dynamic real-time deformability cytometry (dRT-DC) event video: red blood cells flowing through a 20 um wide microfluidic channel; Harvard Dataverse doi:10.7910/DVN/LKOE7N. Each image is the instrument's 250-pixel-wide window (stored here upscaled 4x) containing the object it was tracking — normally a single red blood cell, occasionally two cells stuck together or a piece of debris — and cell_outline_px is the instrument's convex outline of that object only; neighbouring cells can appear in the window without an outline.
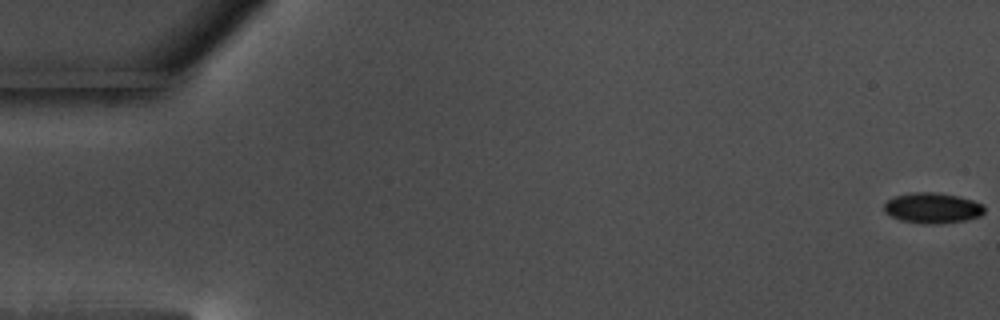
{"species": "common noctule bat (a hibernating species)", "species_latin": "Nyctalus noctula", "temperature_condition": "warm", "stored_images_in_passage": 10, "camera_frame_rate_fps": 3000, "um_per_image_px": 0.085, "animal": {"sex": "male", "body_mass_g": 17.5, "forearm_length_mm": 52.3}, "frame": {"image": 1, "passage_image": 1, "time_ms": 0.0, "image_size_px": [1000, 320], "cell_outline_px": [[984, 212], [980, 216], [964, 220], [936, 224], [924, 224], [900, 220], [884, 212], [884, 204], [888, 200], [896, 196], [912, 192], [936, 192], [960, 196], [984, 204]], "centroid_in_image_um": [79.27, 17.67], "position_along_channel_um": 5.7, "area_um2": 17.86}}